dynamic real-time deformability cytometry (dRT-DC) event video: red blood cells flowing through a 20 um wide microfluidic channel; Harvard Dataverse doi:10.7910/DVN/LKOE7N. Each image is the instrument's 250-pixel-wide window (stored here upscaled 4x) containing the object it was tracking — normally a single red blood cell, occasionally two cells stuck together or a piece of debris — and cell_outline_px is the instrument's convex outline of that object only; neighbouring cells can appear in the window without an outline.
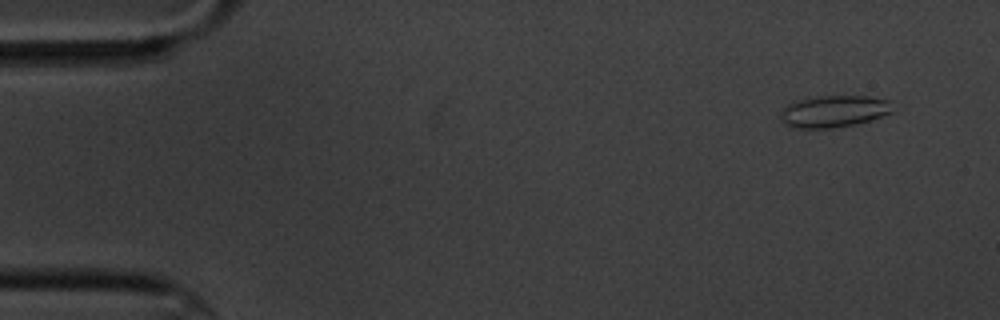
{"species": "common noctule bat (a hibernating species)", "species_latin": "Nyctalus noctula", "temperature_condition": "cold", "stored_images_in_passage": 8, "camera_frame_rate_fps": 3000, "um_per_image_px": 0.085, "animal": {"sex": "male", "body_mass_g": 20.1, "forearm_length_mm": 53.5}, "frame": {"image": 1, "passage_image": 1, "time_ms": 0.0, "image_size_px": [1000, 320], "cell_outline_px": [[892, 112], [868, 120], [852, 124], [832, 128], [788, 128], [780, 120], [780, 112], [792, 100], [816, 96], [868, 96], [892, 100]], "centroid_in_image_um": [70.81, 9.45], "position_along_channel_um": 14.2, "area_um2": 21.04}}
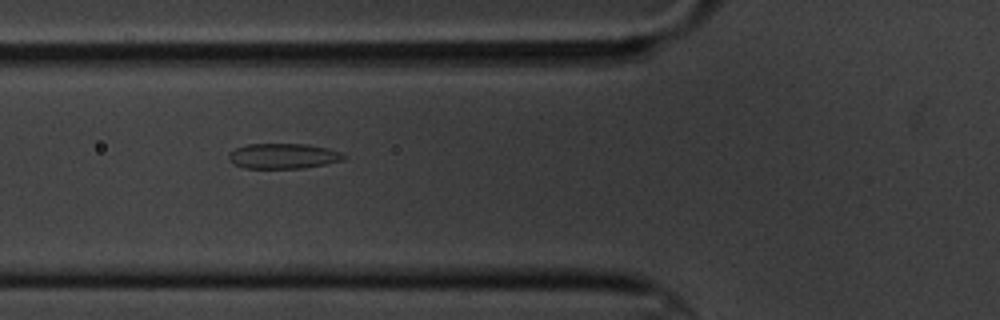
{"frame": {"image": 2, "passage_image": 6, "time_ms": 5.667, "image_size_px": [1000, 320], "cell_outline_px": [[348, 156], [344, 160], [304, 168], [244, 168], [232, 164], [228, 160], [228, 152], [236, 148], [248, 144], [308, 144], [328, 148], [340, 152]], "centroid_in_image_um": [24.06, 13.26], "position_along_channel_um": 101.7, "area_um2": 17.11}}
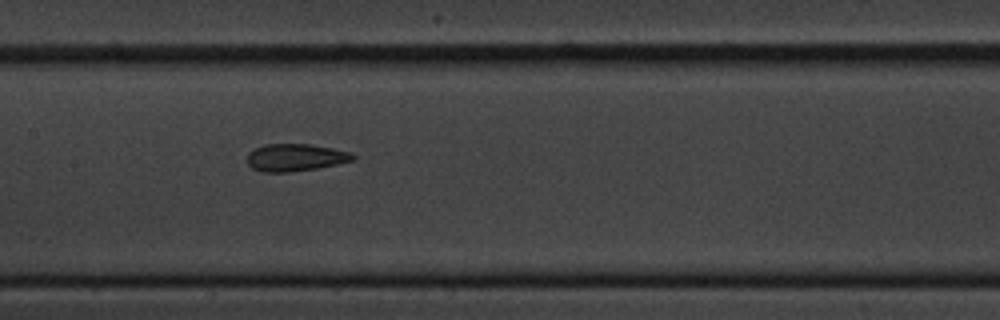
{"frame": {"image": 3, "passage_image": 8, "time_ms": 8.0, "image_size_px": [1000, 320], "cell_outline_px": [[356, 160], [316, 168], [288, 172], [260, 172], [252, 168], [248, 164], [248, 152], [264, 144], [312, 144], [352, 152], [356, 156]], "centroid_in_image_um": [25.12, 13.38], "position_along_channel_um": 182.3, "area_um2": 16.94}}